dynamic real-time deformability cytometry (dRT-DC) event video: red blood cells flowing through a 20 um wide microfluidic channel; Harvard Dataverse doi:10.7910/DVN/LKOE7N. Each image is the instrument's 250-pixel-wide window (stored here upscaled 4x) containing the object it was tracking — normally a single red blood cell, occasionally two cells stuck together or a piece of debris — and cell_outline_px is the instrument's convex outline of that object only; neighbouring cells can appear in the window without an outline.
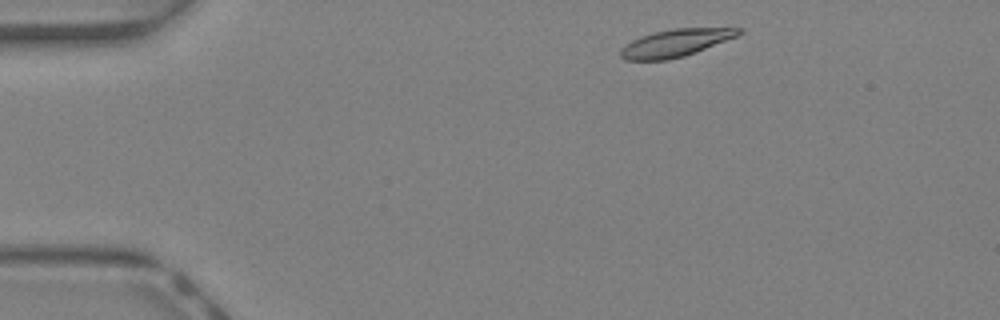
{"species": "Egyptian fruit bat (a non-hibernating species)", "species_latin": "Rousettus aegyptiacus", "temperature_condition": "warm", "stored_images_in_passage": 39, "camera_frame_rate_fps": 3000, "um_per_image_px": 0.085, "animal": {"sex": "female"}, "frame": {"image": 1, "passage_image": 2, "time_ms": 0.333, "image_size_px": [1000, 320], "cell_outline_px": [[744, 32], [736, 36], [684, 56], [668, 60], [624, 60], [620, 56], [620, 52], [632, 40], [640, 36], [652, 32], [676, 28], [744, 28]], "centroid_in_image_um": [57.42, 3.64], "position_along_channel_um": 27.6, "area_um2": 18.61}}
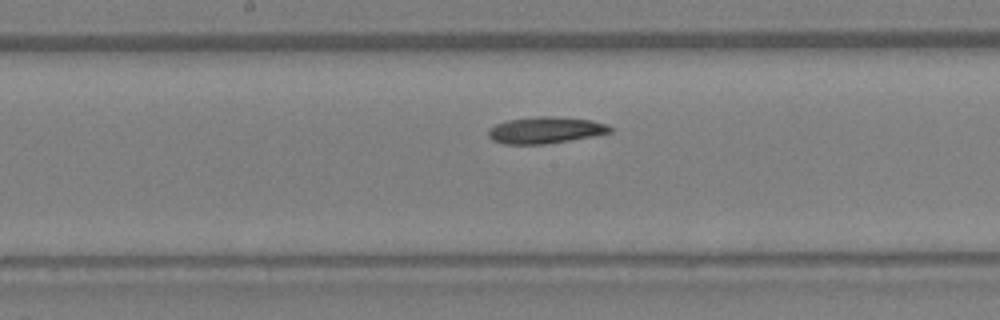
{"frame": {"image": 2, "passage_image": 18, "time_ms": 5.667, "image_size_px": [1000, 320], "cell_outline_px": [[612, 132], [592, 136], [544, 144], [504, 144], [492, 140], [488, 136], [488, 128], [496, 124], [508, 120], [536, 116], [548, 116], [592, 120], [608, 124], [612, 128]], "centroid_in_image_um": [46.34, 11.06], "position_along_channel_um": 201.9, "area_um2": 18.79}}
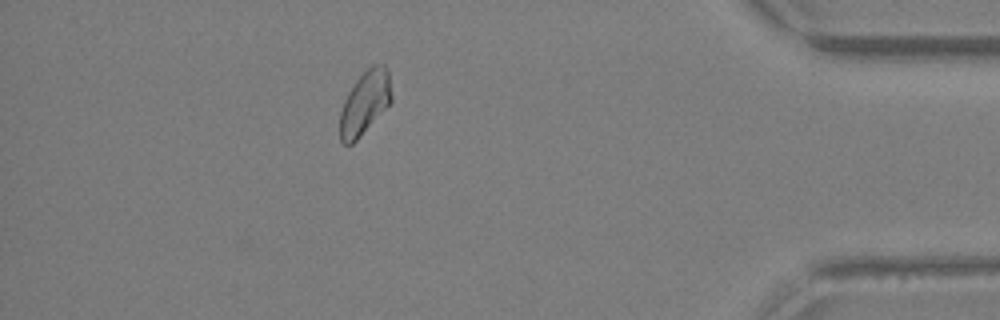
{"frame": {"image": 3, "passage_image": 34, "time_ms": 11.0, "image_size_px": [1000, 320], "cell_outline_px": [[392, 100], [360, 136], [352, 144], [344, 144], [340, 140], [340, 112], [344, 100], [348, 92], [356, 80], [372, 64], [384, 64], [388, 68], [392, 96]], "centroid_in_image_um": [31.01, 8.71], "position_along_channel_um": 404.2, "area_um2": 18.84}, "authors_computed_cell_mechanics": {"area_um2": 19.074, "velocity_mm_per_s": 4.6151, "shape_relaxation_time_tau1_ms": 9.6551, "shape_relaxation_time_tau2_ms": null, "deformation_change_tau1": 0.1931, "deformation_change_tau2": null}}